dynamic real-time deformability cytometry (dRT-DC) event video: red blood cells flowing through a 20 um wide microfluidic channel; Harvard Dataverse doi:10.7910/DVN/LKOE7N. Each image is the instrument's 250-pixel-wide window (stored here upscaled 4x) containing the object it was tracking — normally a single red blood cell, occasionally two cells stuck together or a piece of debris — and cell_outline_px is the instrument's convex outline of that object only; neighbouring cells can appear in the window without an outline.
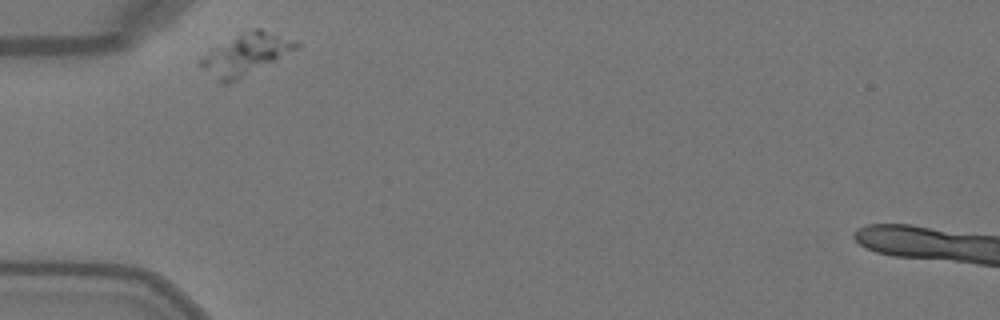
{"species": "Egyptian fruit bat (a non-hibernating species)", "species_latin": "Rousettus aegyptiacus", "temperature_condition": "warm", "stored_images_in_passage": 32, "camera_frame_rate_fps": 3000, "um_per_image_px": 0.085, "animal": {"sex": "female"}, "frame": {"image": 1, "passage_image": 1, "time_ms": 0.0, "image_size_px": [1000, 320], "cell_outline_px": [[300, 44], [296, 48], [236, 80], [228, 84], [220, 84], [200, 64], [200, 60], [208, 52], [256, 28], [260, 28]], "centroid_in_image_um": [20.85, 4.67], "position_along_channel_um": 64.1, "area_um2": 21.04}, "authors_computed_cell_mechanics": {"area_um2": 22.3397, "velocity_mm_per_s": 4.091, "shape_relaxation_time_tau1_ms": 4.0323, "shape_relaxation_time_tau2_ms": null, "deformation_change_tau1": 0.1182, "deformation_change_tau2": null}}